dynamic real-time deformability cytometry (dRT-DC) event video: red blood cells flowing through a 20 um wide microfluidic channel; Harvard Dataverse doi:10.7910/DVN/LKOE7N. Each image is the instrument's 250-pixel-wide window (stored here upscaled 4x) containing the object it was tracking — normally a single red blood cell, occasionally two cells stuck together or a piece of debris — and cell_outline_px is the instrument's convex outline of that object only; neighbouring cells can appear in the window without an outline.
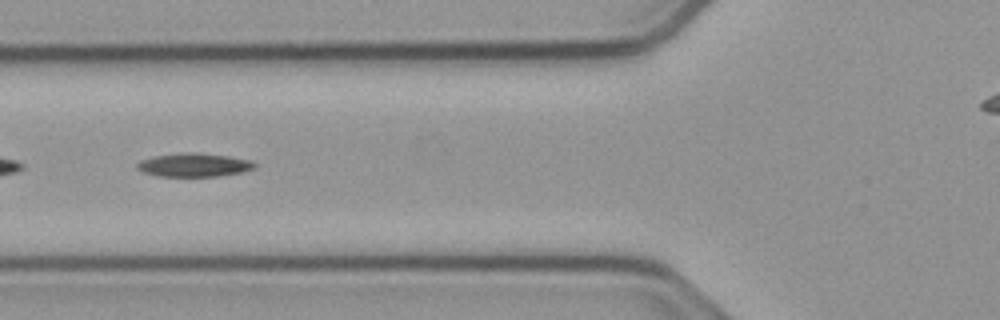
{"species": "common noctule bat (a hibernating species)", "species_latin": "Nyctalus noctula", "temperature_condition": "cold", "stored_images_in_passage": 50, "camera_frame_rate_fps": 3000, "um_per_image_px": 0.085, "animal": {"sex": "male", "body_mass_g": 23.1, "forearm_length_mm": 52.7}, "frame": {"image": 1, "passage_image": 15, "time_ms": 4.667, "image_size_px": [1000, 320], "cell_outline_px": [[256, 168], [244, 172], [216, 176], [156, 176], [144, 172], [136, 168], [136, 164], [140, 160], [156, 156], [184, 152], [196, 152], [228, 156], [252, 160], [256, 164]], "centroid_in_image_um": [16.52, 14.02], "position_along_channel_um": 109.3, "area_um2": 16.18}}